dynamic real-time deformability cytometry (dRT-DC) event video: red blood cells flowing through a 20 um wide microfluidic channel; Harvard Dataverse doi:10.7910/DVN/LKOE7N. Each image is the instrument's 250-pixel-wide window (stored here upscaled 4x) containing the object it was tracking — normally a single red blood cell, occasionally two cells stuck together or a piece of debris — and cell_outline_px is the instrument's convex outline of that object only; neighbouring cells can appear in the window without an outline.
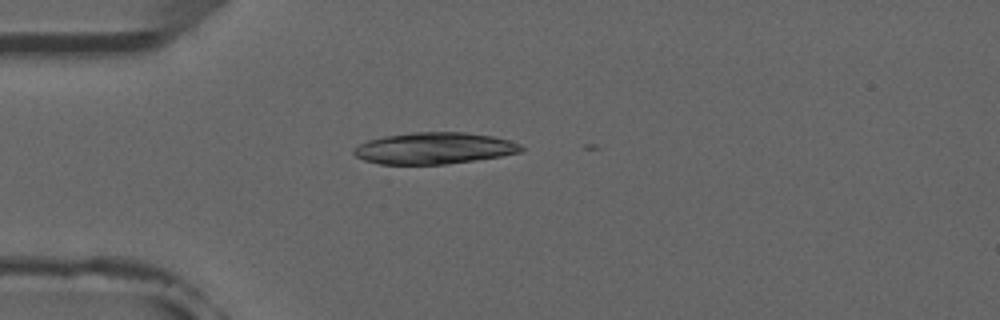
{"species": "common noctule bat (a hibernating species)", "species_latin": "Nyctalus noctula", "temperature_condition": "room temperature", "stored_images_in_passage": 6, "camera_frame_rate_fps": 3000, "um_per_image_px": 0.085, "animal": {"sex": "male", "forearm_length_mm": 52.5}, "frame": {"image": 1, "passage_image": 4, "time_ms": 3.667, "image_size_px": [1000, 320], "cell_outline_px": [[524, 148], [520, 152], [500, 156], [476, 160], [444, 164], [380, 164], [364, 160], [356, 156], [352, 152], [352, 148], [368, 140], [384, 136], [412, 132], [464, 132], [492, 136], [512, 140], [520, 144]], "centroid_in_image_um": [36.9, 12.59], "position_along_channel_um": 48.1, "area_um2": 30.81}}